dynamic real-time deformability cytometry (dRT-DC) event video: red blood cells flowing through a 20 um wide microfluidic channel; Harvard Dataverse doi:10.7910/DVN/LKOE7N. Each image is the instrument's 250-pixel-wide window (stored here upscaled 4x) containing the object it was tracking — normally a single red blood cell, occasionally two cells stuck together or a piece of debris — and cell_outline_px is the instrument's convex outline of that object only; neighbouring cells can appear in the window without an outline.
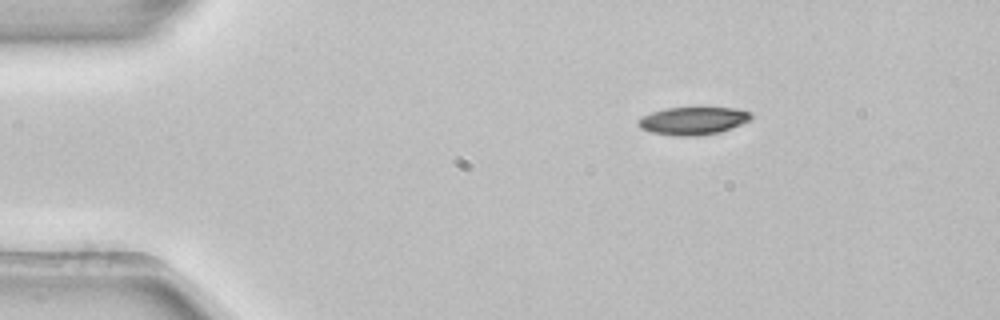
{"species": "common noctule bat (a hibernating species)", "species_latin": "Nyctalus noctula", "temperature_condition": "room temperature", "stored_images_in_passage": 3, "camera_frame_rate_fps": 3000, "um_per_image_px": 0.085, "animal": {"sex": "female", "body_mass_g": 22.7, "forearm_length_mm": 54.2}, "frame": {"image": 1, "passage_image": 1, "time_ms": 0.0, "image_size_px": [1000, 320], "cell_outline_px": [[752, 116], [748, 120], [740, 124], [720, 132], [696, 136], [676, 136], [652, 132], [640, 128], [636, 124], [636, 120], [640, 116], [664, 108], [736, 108], [748, 112]], "centroid_in_image_um": [58.82, 10.27], "position_along_channel_um": 26.2, "area_um2": 18.15}}